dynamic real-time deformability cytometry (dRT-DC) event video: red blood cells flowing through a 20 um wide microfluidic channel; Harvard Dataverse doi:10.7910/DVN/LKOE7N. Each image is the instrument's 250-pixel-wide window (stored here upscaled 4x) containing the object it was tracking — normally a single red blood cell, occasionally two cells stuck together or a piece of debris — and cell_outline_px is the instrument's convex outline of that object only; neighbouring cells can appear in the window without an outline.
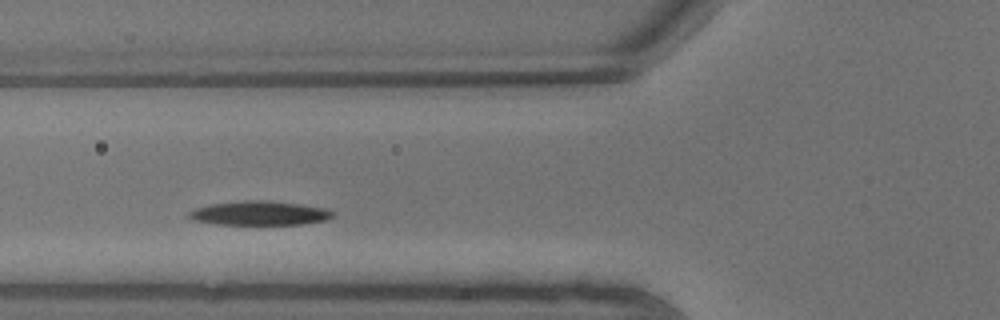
{"species": "common noctule bat (a hibernating species)", "species_latin": "Nyctalus noctula", "temperature_condition": "warm", "stored_images_in_passage": 4, "camera_frame_rate_fps": 3000, "um_per_image_px": 0.085, "animal": {"sex": "male", "body_mass_g": 13.3}, "frame": {"image": 1, "passage_image": 3, "time_ms": 0.667, "image_size_px": [1000, 320], "cell_outline_px": [[336, 212], [328, 220], [300, 224], [216, 224], [192, 220], [184, 216], [188, 212], [196, 208], [208, 204], [244, 200], [268, 200], [300, 204], [328, 208]], "centroid_in_image_um": [22.04, 18.11], "position_along_channel_um": 103.8, "area_um2": 20.52}}
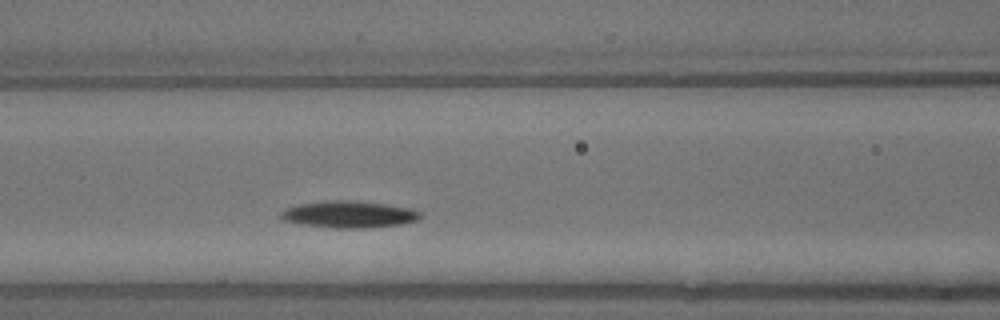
{"frame": {"image": 2, "passage_image": 4, "time_ms": 1.0, "image_size_px": [1000, 320], "cell_outline_px": [[420, 216], [416, 220], [400, 224], [368, 228], [332, 228], [304, 224], [284, 220], [280, 216], [280, 212], [288, 208], [300, 204], [324, 200], [352, 200], [384, 204], [412, 208], [420, 212]], "centroid_in_image_um": [29.67, 18.21], "position_along_channel_um": 136.9, "area_um2": 21.62}}